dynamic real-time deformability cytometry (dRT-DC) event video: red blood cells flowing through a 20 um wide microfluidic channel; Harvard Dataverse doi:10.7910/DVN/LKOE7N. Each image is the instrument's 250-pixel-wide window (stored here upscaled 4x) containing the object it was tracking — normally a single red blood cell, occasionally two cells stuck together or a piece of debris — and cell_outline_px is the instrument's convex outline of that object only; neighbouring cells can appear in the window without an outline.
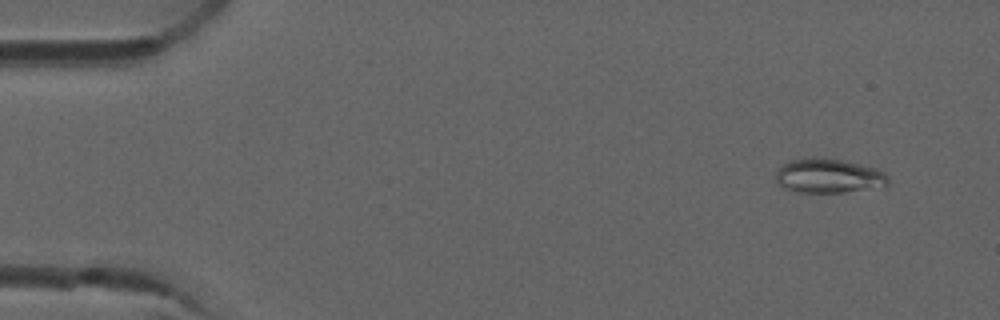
{"species": "common noctule bat (a hibernating species)", "species_latin": "Nyctalus noctula", "temperature_condition": "room temperature", "stored_images_in_passage": 42, "camera_frame_rate_fps": 3000, "um_per_image_px": 0.085, "animal": {"sex": "male", "forearm_length_mm": 52.5}, "frame": {"image": 1, "passage_image": 4, "time_ms": 1.0, "image_size_px": [1000, 320], "cell_outline_px": [[888, 184], [844, 192], [796, 192], [784, 188], [776, 180], [776, 172], [788, 160], [812, 156], [824, 156], [876, 168], [884, 172], [888, 176]], "centroid_in_image_um": [70.38, 14.91], "position_along_channel_um": 14.6, "area_um2": 22.43}}
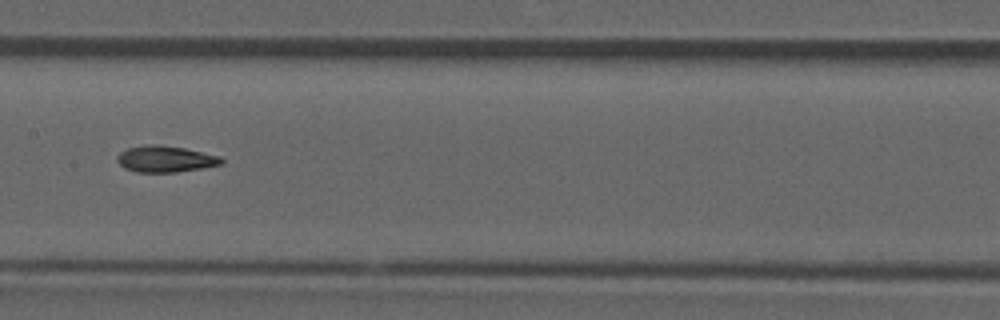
{"frame": {"image": 2, "passage_image": 26, "time_ms": 8.333, "image_size_px": [1000, 320], "cell_outline_px": [[224, 164], [176, 172], [136, 172], [124, 168], [116, 160], [116, 156], [120, 152], [128, 148], [148, 144], [160, 144], [184, 148], [220, 156], [224, 160]], "centroid_in_image_um": [14.04, 13.51], "position_along_channel_um": 193.4, "area_um2": 16.07}}
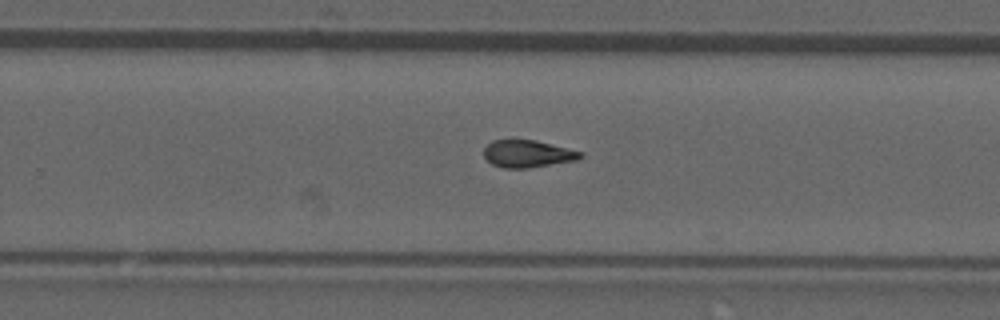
{"frame": {"image": 3, "passage_image": 33, "time_ms": 10.667, "image_size_px": [1000, 320], "cell_outline_px": [[584, 156], [576, 160], [528, 168], [504, 168], [492, 164], [484, 156], [484, 148], [492, 140], [536, 140], [584, 152]], "centroid_in_image_um": [44.87, 13.07], "position_along_channel_um": 284.9, "area_um2": 15.32}}